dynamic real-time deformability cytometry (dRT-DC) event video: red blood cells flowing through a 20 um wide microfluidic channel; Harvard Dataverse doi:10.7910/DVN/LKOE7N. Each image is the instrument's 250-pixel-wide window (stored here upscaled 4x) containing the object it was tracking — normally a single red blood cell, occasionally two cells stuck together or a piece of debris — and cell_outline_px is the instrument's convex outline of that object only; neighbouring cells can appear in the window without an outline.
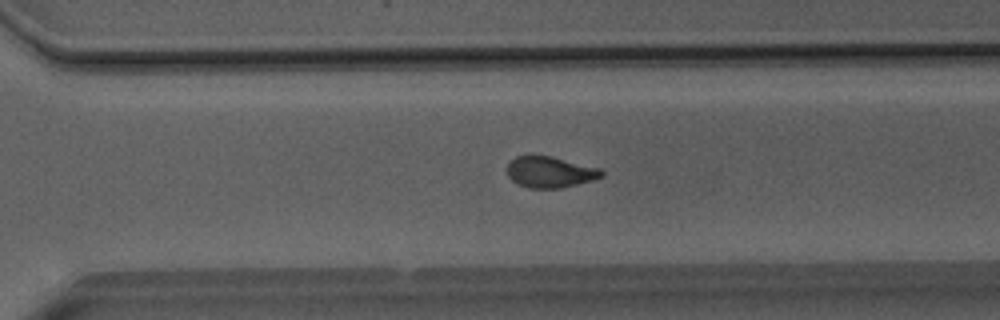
{"species": "Egyptian fruit bat (a non-hibernating species)", "species_latin": "Rousettus aegyptiacus", "temperature_condition": "room temperature", "stored_images_in_passage": 37, "camera_frame_rate_fps": 3000, "um_per_image_px": 0.085, "animal": {"sex": "male"}, "frame": {"image": 1, "passage_image": 22, "time_ms": 7.0, "image_size_px": [1000, 320], "cell_outline_px": [[604, 176], [592, 180], [560, 188], [528, 188], [516, 184], [508, 176], [504, 168], [516, 156], [552, 156], [600, 168], [604, 172]], "centroid_in_image_um": [46.73, 14.63], "position_along_channel_um": 323.9, "area_um2": 17.22}}
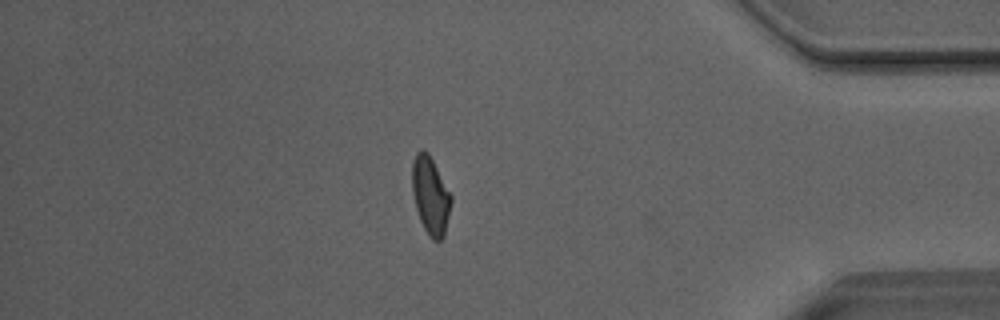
{"frame": {"image": 2, "passage_image": 30, "time_ms": 9.667, "image_size_px": [1000, 320], "cell_outline_px": [[452, 200], [444, 236], [440, 240], [432, 240], [428, 236], [420, 220], [416, 208], [412, 192], [412, 160], [416, 152], [420, 148], [424, 148], [428, 152], [452, 196]], "centroid_in_image_um": [36.57, 16.59], "position_along_channel_um": 398.6, "area_um2": 17.74}}
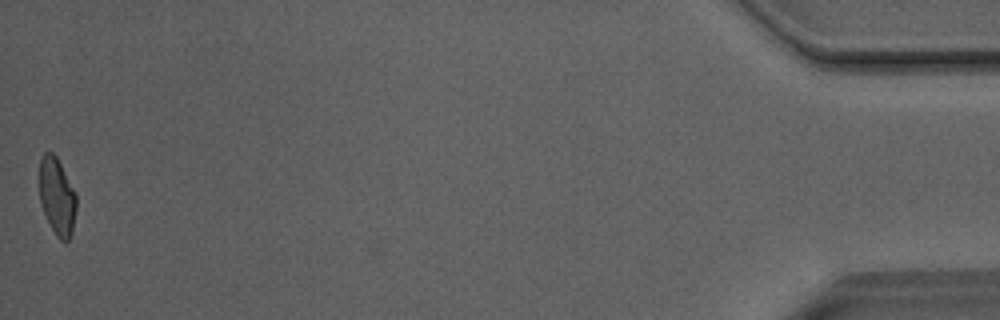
{"frame": {"image": 3, "passage_image": 37, "time_ms": 12.0, "image_size_px": [1000, 320], "cell_outline_px": [[76, 208], [72, 232], [68, 240], [64, 244], [56, 236], [40, 204], [40, 160], [44, 152], [52, 152], [56, 156], [76, 192]], "centroid_in_image_um": [4.86, 16.71], "position_along_channel_um": 430.3, "area_um2": 16.59}, "authors_computed_cell_mechanics": {"area_um2": 17.629, "velocity_mm_per_s": 4.0637, "shape_relaxation_time_tau1_ms": 5.6465, "shape_relaxation_time_tau2_ms": 2.0337, "deformation_change_tau1": 0.1871, "deformation_change_tau2": 0.0857}}